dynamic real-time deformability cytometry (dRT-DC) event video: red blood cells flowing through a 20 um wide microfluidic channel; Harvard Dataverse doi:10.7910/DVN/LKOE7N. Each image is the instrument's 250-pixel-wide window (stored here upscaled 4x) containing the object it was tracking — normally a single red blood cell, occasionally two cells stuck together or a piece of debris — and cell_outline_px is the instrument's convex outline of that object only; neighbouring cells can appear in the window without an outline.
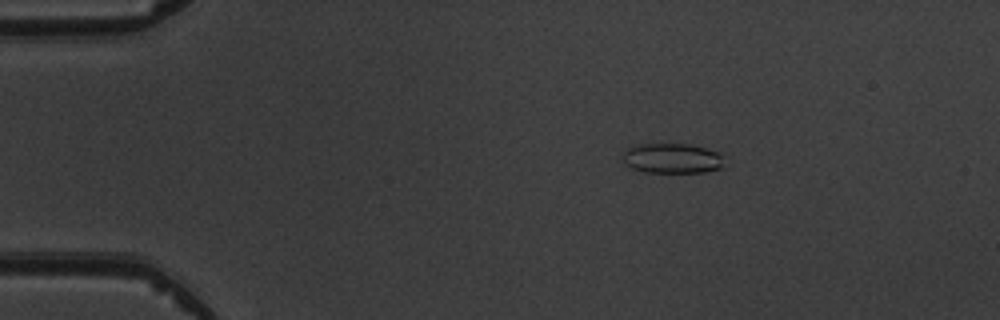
{"species": "common noctule bat (a hibernating species)", "species_latin": "Nyctalus noctula", "temperature_condition": "warm", "stored_images_in_passage": 3, "camera_frame_rate_fps": 3000, "um_per_image_px": 0.085, "animal": {"sex": "male", "body_mass_g": 19.5, "forearm_length_mm": 54.6}, "frame": {"image": 1, "passage_image": 1, "time_ms": 0.0, "image_size_px": [1000, 320], "cell_outline_px": [[724, 152], [720, 168], [704, 172], [644, 172], [632, 168], [624, 164], [620, 156], [628, 148], [640, 144], [688, 144]], "centroid_in_image_um": [57.12, 13.45], "position_along_channel_um": 27.9, "area_um2": 17.92}}
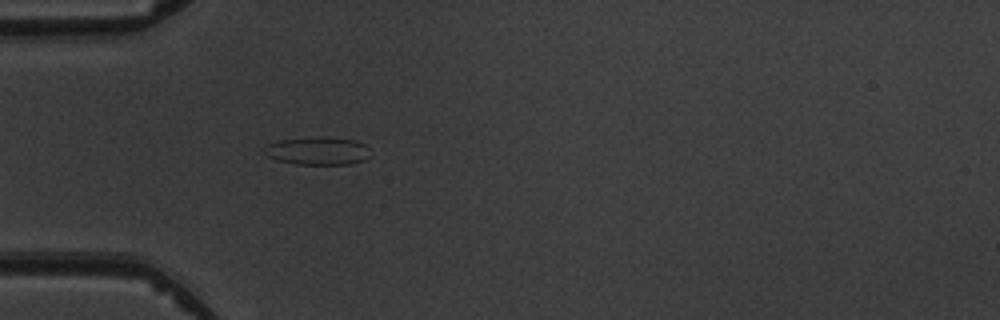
{"frame": {"image": 2, "passage_image": 3, "time_ms": 2.333, "image_size_px": [1000, 320], "cell_outline_px": [[372, 156], [364, 160], [352, 164], [296, 164], [276, 160], [268, 156], [260, 148], [268, 144], [280, 140], [320, 136], [356, 140], [364, 144], [368, 148]], "centroid_in_image_um": [27.01, 12.82], "position_along_channel_um": 58.0, "area_um2": 17.51}}